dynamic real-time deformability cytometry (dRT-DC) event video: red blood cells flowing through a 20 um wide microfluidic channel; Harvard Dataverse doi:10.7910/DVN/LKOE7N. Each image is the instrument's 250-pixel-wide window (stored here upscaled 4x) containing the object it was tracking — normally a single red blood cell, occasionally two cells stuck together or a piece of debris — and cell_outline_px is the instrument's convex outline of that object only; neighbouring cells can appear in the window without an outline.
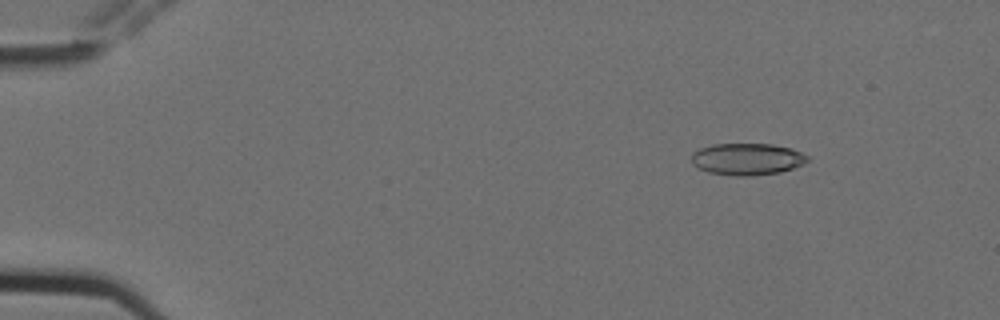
{"species": "Egyptian fruit bat (a non-hibernating species)", "species_latin": "Rousettus aegyptiacus", "temperature_condition": "cold", "stored_images_in_passage": 4, "camera_frame_rate_fps": 3000, "um_per_image_px": 0.085, "animal": {"sex": "female"}, "frame": {"image": 1, "passage_image": 2, "time_ms": 0.333, "image_size_px": [1000, 320], "cell_outline_px": [[808, 160], [792, 168], [780, 172], [752, 176], [736, 176], [708, 172], [692, 164], [692, 152], [700, 148], [712, 144], [772, 144], [792, 148], [808, 156]], "centroid_in_image_um": [63.48, 13.52], "position_along_channel_um": 21.5, "area_um2": 21.44}}